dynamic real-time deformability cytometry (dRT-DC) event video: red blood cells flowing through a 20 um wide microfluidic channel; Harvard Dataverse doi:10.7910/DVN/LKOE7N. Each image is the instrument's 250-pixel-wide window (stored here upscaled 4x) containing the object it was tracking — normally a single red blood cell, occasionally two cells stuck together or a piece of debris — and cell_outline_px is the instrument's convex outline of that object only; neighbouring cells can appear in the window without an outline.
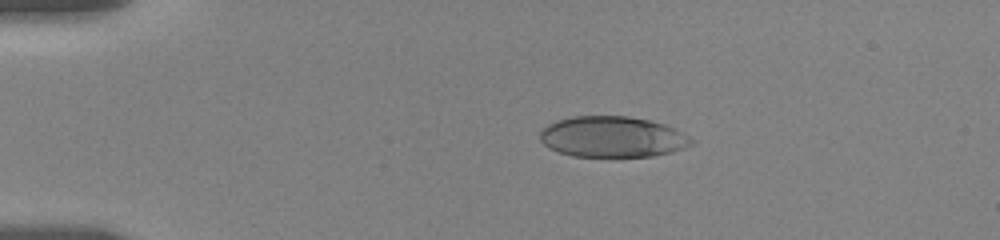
{"species": "human", "species_latin": "Homo sapiens", "temperature_condition": "room temperature", "stored_images_in_passage": 78, "camera_frame_rate_fps": 3000, "um_per_image_px": 0.085, "donor": {"sex": "female"}, "frame": {"image": 1, "passage_image": 11, "time_ms": 3.333, "image_size_px": [1000, 240], "cell_outline_px": [[696, 144], [672, 152], [652, 156], [572, 156], [548, 148], [540, 140], [540, 132], [548, 124], [556, 120], [572, 116], [628, 116], [648, 120], [664, 124], [696, 140]], "centroid_in_image_um": [52.06, 11.63], "position_along_channel_um": 32.9, "area_um2": 36.07}}
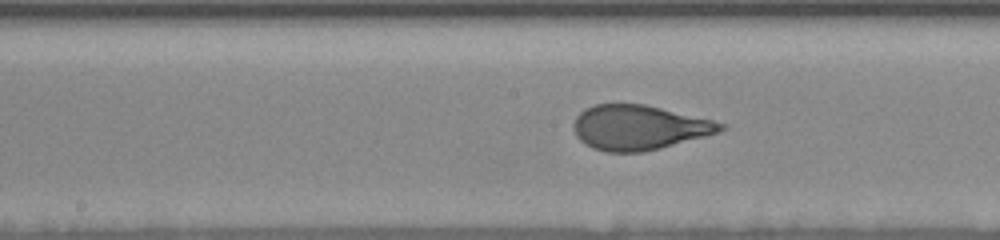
{"frame": {"image": 2, "passage_image": 36, "time_ms": 9.333, "image_size_px": [1000, 240], "cell_outline_px": [[728, 128], [720, 132], [660, 148], [644, 152], [608, 152], [592, 148], [584, 144], [576, 136], [572, 124], [576, 116], [584, 108], [592, 104], [644, 104], [712, 120], [724, 124]], "centroid_in_image_um": [54.27, 10.84], "position_along_channel_um": 193.9, "area_um2": 38.32}}
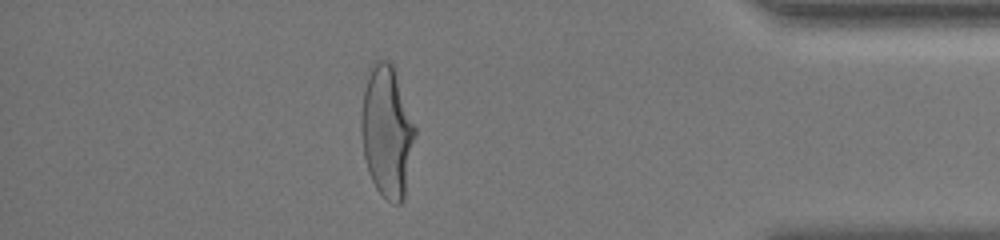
{"frame": {"image": 3, "passage_image": 69, "time_ms": 16.0, "image_size_px": [1000, 240], "cell_outline_px": [[416, 136], [404, 200], [400, 204], [392, 204], [376, 188], [368, 172], [364, 156], [360, 132], [360, 116], [364, 92], [368, 76], [376, 60], [388, 60], [392, 64], [416, 128]], "centroid_in_image_um": [32.9, 11.25], "position_along_channel_um": 402.3, "area_um2": 41.15}, "authors_computed_cell_mechanics": {"area_um2": 38.9572, "velocity_mm_per_s": 3.5985, "shape_relaxation_time_tau1_ms": 4.8441, "shape_relaxation_time_tau2_ms": null, "deformation_change_tau1": 0.1921, "deformation_change_tau2": null}}